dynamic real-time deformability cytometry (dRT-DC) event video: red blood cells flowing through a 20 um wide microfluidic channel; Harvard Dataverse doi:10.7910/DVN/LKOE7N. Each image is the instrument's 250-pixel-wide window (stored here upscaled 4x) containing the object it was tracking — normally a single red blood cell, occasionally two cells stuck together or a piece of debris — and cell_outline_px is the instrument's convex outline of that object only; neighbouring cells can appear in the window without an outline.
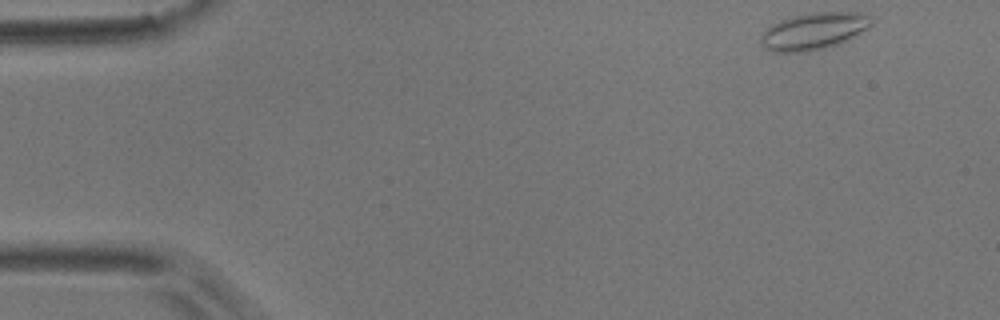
{"species": "common noctule bat (a hibernating species)", "species_latin": "Nyctalus noctula", "temperature_condition": "room temperature", "stored_images_in_passage": 51, "camera_frame_rate_fps": 3000, "um_per_image_px": 0.085, "animal": {"sex": "male", "body_mass_g": 17.9}, "frame": {"image": 1, "passage_image": 1, "time_ms": 0.0, "image_size_px": [1000, 320], "cell_outline_px": [[872, 24], [868, 28], [836, 44], [824, 48], [808, 52], [772, 52], [760, 44], [760, 36], [772, 24], [780, 20], [792, 16], [812, 12], [856, 12], [872, 16]], "centroid_in_image_um": [69.14, 2.64], "position_along_channel_um": 15.9, "area_um2": 23.64}}
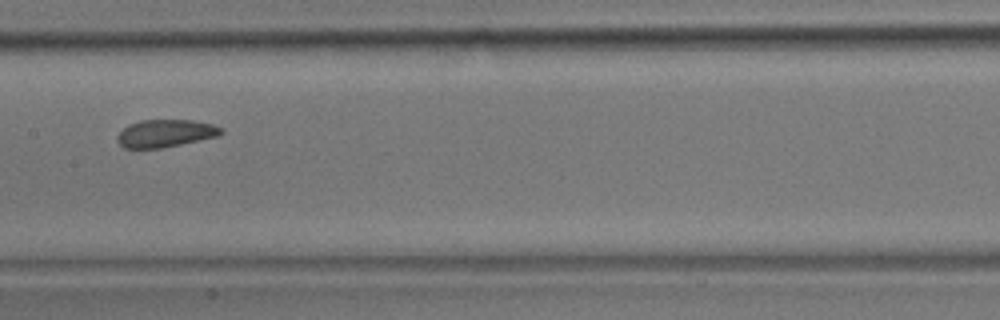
{"frame": {"image": 2, "passage_image": 24, "time_ms": 7.667, "image_size_px": [1000, 320], "cell_outline_px": [[224, 132], [220, 136], [160, 148], [124, 148], [116, 140], [116, 136], [128, 124], [140, 120], [192, 120], [212, 124], [224, 128]], "centroid_in_image_um": [14.08, 11.33], "position_along_channel_um": 193.3, "area_um2": 16.76}}
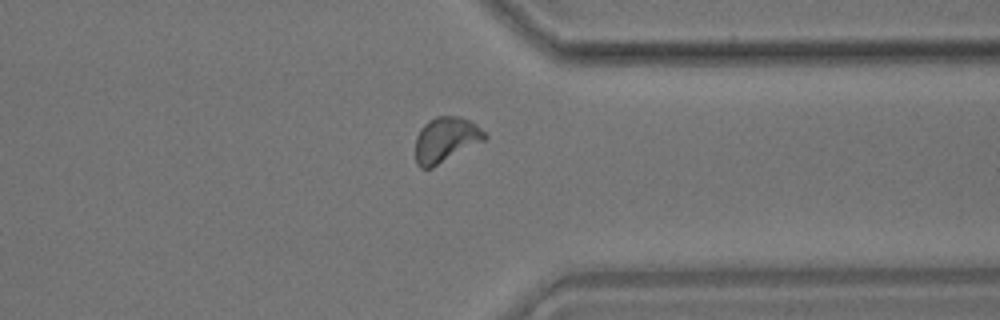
{"frame": {"image": 3, "passage_image": 39, "time_ms": 12.667, "image_size_px": [1000, 320], "cell_outline_px": [[488, 136], [484, 140], [432, 168], [420, 168], [416, 164], [416, 136], [420, 128], [428, 120], [436, 116], [460, 116], [476, 124]], "centroid_in_image_um": [37.86, 11.86], "position_along_channel_um": 373.5, "area_um2": 18.15}, "authors_computed_cell_mechanics": {"area_um2": 17.4556, "velocity_mm_per_s": 3.6656, "shape_relaxation_time_tau1_ms": 6.1894, "shape_relaxation_time_tau2_ms": 1.2893, "deformation_change_tau1": 0.121, "deformation_change_tau2": 0.0504}}